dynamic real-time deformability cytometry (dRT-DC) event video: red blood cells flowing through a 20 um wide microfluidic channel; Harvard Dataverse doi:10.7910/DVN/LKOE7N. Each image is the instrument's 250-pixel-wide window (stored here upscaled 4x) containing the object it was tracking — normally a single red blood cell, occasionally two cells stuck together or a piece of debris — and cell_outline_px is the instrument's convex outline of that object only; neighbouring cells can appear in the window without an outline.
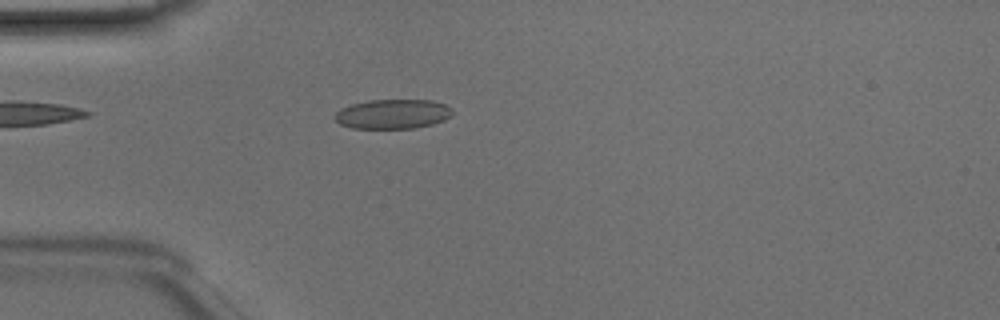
{"species": "Egyptian fruit bat (a non-hibernating species)", "species_latin": "Rousettus aegyptiacus", "temperature_condition": "room temperature", "stored_images_in_passage": 39, "camera_frame_rate_fps": 3000, "um_per_image_px": 0.085, "animal": {"sex": "male"}, "frame": {"image": 1, "passage_image": 4, "time_ms": 1.0, "image_size_px": [1000, 320], "cell_outline_px": [[452, 116], [444, 120], [432, 124], [416, 128], [352, 128], [340, 124], [332, 116], [340, 108], [352, 104], [368, 100], [432, 100], [444, 104], [452, 108]], "centroid_in_image_um": [33.38, 9.69], "position_along_channel_um": 51.6, "area_um2": 20.35}}
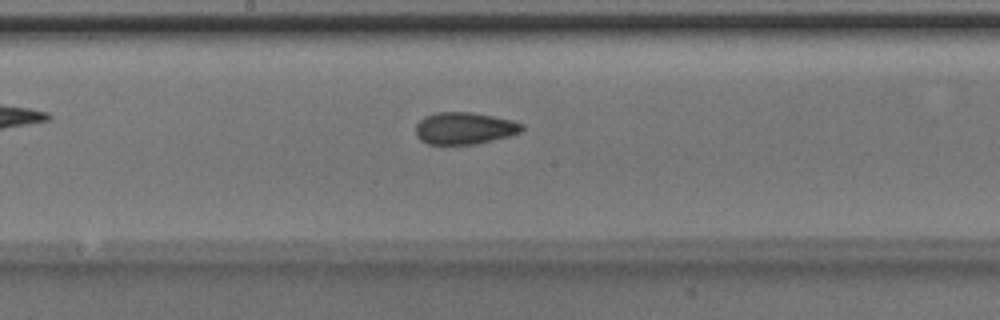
{"frame": {"image": 2, "passage_image": 16, "time_ms": 5.0, "image_size_px": [1000, 320], "cell_outline_px": [[524, 128], [520, 132], [508, 136], [476, 144], [428, 144], [420, 140], [416, 136], [416, 124], [424, 116], [436, 112], [472, 112], [512, 120], [524, 124]], "centroid_in_image_um": [39.46, 10.89], "position_along_channel_um": 208.7, "area_um2": 19.83}}
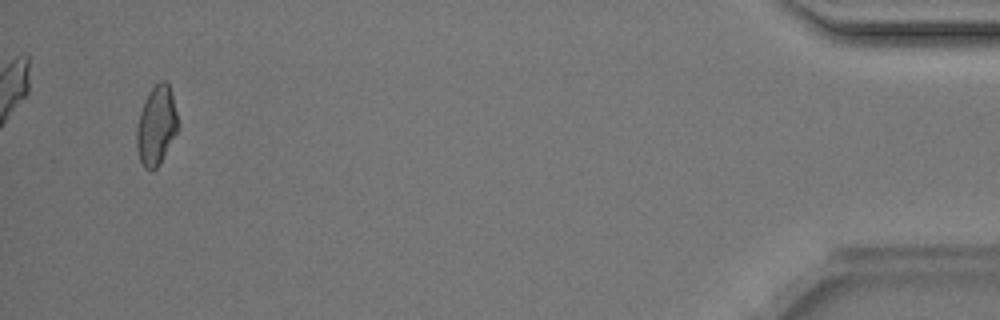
{"frame": {"image": 3, "passage_image": 37, "time_ms": 12.0, "image_size_px": [1000, 320], "cell_outline_px": [[180, 128], [156, 168], [152, 172], [144, 168], [140, 160], [136, 148], [136, 128], [140, 112], [144, 100], [148, 92], [160, 80], [164, 80], [168, 84], [172, 96], [180, 124]], "centroid_in_image_um": [13.29, 10.68], "position_along_channel_um": 421.9, "area_um2": 19.19}, "authors_computed_cell_mechanics": {"area_um2": 19.2474, "velocity_mm_per_s": 4.1839, "shape_relaxation_time_tau1_ms": 5.106, "shape_relaxation_time_tau2_ms": 2.2619, "deformation_change_tau1": 0.1205, "deformation_change_tau2": 0.0704}}